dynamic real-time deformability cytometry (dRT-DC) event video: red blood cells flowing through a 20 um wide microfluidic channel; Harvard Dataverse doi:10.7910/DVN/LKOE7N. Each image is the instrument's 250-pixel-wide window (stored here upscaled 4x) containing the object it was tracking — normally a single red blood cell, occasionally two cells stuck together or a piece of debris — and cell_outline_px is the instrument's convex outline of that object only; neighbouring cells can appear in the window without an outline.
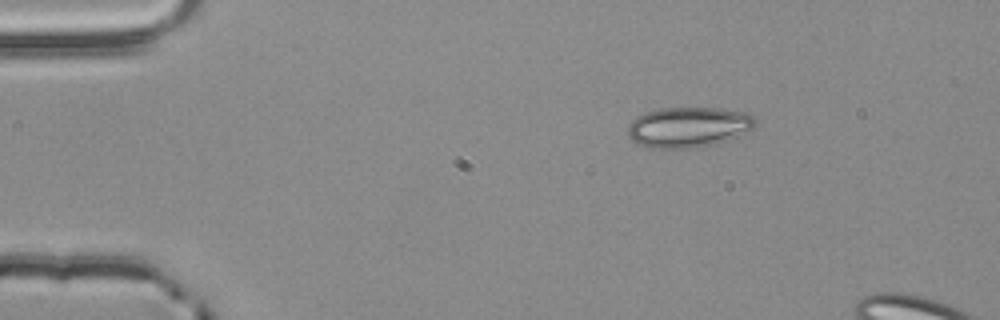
{"species": "common noctule bat (a hibernating species)", "species_latin": "Nyctalus noctula", "temperature_condition": "room temperature", "stored_images_in_passage": 3, "camera_frame_rate_fps": 3000, "um_per_image_px": 0.085, "animal": {"sex": "male", "body_mass_g": 20.4}, "frame": {"image": 1, "passage_image": 3, "time_ms": 0.667, "image_size_px": [1000, 320], "cell_outline_px": [[756, 120], [752, 128], [736, 136], [716, 144], [696, 148], [656, 148], [636, 144], [628, 136], [628, 124], [636, 116], [660, 108], [720, 108], [744, 112], [752, 116]], "centroid_in_image_um": [58.47, 10.81], "position_along_channel_um": 26.5, "area_um2": 29.88}}